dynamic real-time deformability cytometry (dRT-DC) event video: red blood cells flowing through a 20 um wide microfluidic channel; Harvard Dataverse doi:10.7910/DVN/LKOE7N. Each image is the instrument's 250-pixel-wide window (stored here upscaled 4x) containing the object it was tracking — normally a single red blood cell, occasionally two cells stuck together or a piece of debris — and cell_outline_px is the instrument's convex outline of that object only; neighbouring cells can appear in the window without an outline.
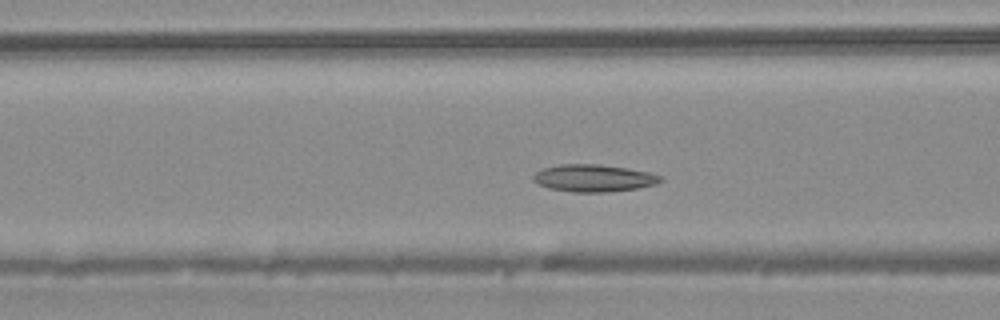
{"species": "common noctule bat (a hibernating species)", "species_latin": "Nyctalus noctula", "temperature_condition": "warm", "stored_images_in_passage": 46, "camera_frame_rate_fps": 3000, "um_per_image_px": 0.085, "animal": {"sex": "male", "body_mass_g": 20.4}, "frame": {"image": 1, "passage_image": 15, "time_ms": 4.667, "image_size_px": [1000, 320], "cell_outline_px": [[664, 180], [656, 184], [636, 188], [604, 192], [572, 192], [548, 188], [532, 180], [532, 176], [536, 172], [544, 168], [560, 164], [596, 164], [628, 168], [648, 172], [664, 176]], "centroid_in_image_um": [50.48, 15.13], "position_along_channel_um": 116.1, "area_um2": 20.17}}
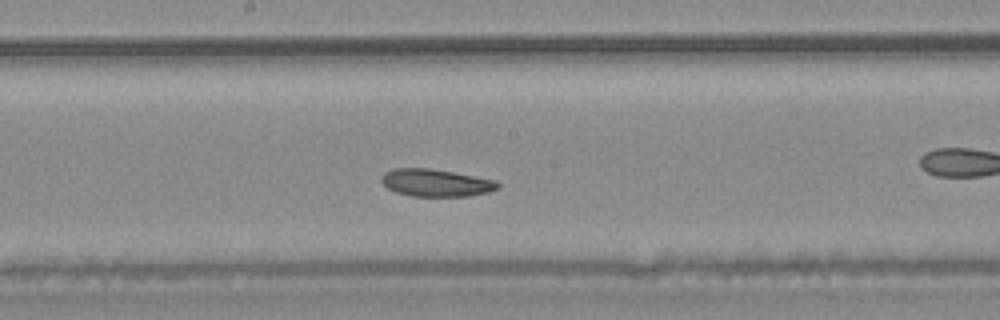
{"frame": {"image": 2, "passage_image": 22, "time_ms": 7.0, "image_size_px": [1000, 320], "cell_outline_px": [[500, 188], [488, 192], [468, 196], [412, 196], [396, 192], [388, 188], [380, 180], [380, 176], [384, 172], [392, 168], [428, 168], [452, 172], [496, 180], [500, 184]], "centroid_in_image_um": [37.04, 15.53], "position_along_channel_um": 211.2, "area_um2": 18.61}}
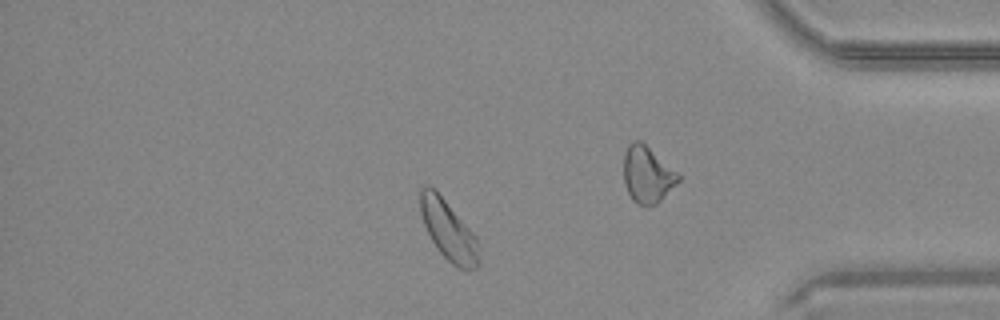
{"frame": {"image": 3, "passage_image": 38, "time_ms": 12.333, "image_size_px": [1000, 320], "cell_outline_px": [[480, 260], [476, 268], [460, 268], [452, 264], [440, 252], [432, 240], [424, 224], [420, 212], [420, 188], [424, 184], [436, 188], [476, 236], [480, 256]], "centroid_in_image_um": [38.11, 19.52], "position_along_channel_um": 397.1, "area_um2": 20.4}, "authors_computed_cell_mechanics": {"area_um2": 19.8543, "velocity_mm_per_s": 4.0726, "shape_relaxation_time_tau1_ms": 8.1742, "shape_relaxation_time_tau2_ms": null, "deformation_change_tau1": 0.144, "deformation_change_tau2": null}}